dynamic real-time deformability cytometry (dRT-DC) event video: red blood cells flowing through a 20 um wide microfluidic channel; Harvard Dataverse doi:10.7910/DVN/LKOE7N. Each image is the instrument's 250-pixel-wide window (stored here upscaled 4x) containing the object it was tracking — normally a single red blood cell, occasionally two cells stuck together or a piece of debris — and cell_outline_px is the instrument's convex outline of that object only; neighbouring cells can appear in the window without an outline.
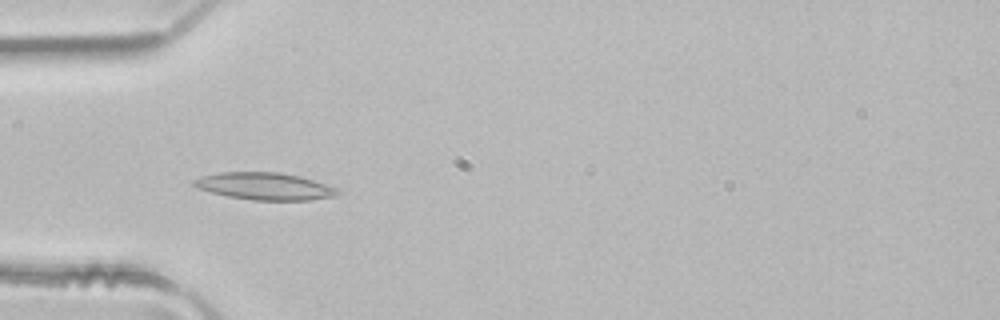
{"species": "common noctule bat (a hibernating species)", "species_latin": "Nyctalus noctula", "temperature_condition": "room temperature", "stored_images_in_passage": 4, "camera_frame_rate_fps": 3000, "um_per_image_px": 0.085, "animal": {"sex": "male", "body_mass_g": 21.5, "forearm_length_mm": 52.0}, "frame": {"image": 1, "passage_image": 4, "time_ms": 1.0, "image_size_px": [1000, 320], "cell_outline_px": [[340, 192], [336, 196], [308, 200], [252, 200], [228, 196], [196, 188], [192, 184], [192, 180], [200, 176], [220, 172], [280, 172], [300, 176], [340, 188]], "centroid_in_image_um": [22.51, 15.82], "position_along_channel_um": 62.5, "area_um2": 22.95}}